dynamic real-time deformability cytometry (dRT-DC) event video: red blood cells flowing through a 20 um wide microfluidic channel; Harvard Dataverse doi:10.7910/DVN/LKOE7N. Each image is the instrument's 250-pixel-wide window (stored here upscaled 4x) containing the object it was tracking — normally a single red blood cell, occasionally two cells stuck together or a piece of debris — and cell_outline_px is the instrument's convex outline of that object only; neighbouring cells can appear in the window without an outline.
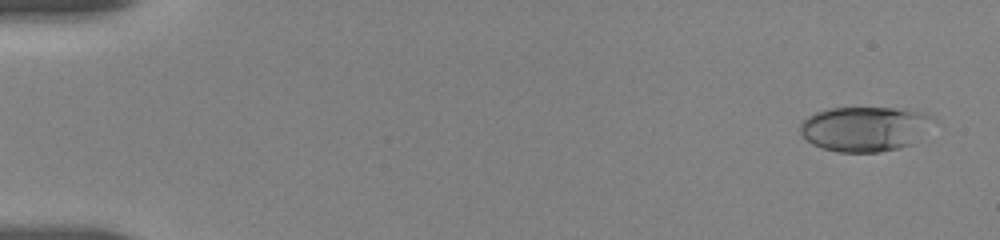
{"species": "human", "species_latin": "Homo sapiens", "temperature_condition": "room temperature", "stored_images_in_passage": 9, "camera_frame_rate_fps": 3000, "um_per_image_px": 0.085, "donor": {"sex": "female"}, "frame": {"image": 1, "passage_image": 1, "time_ms": 0.0, "image_size_px": [1000, 240], "cell_outline_px": [[936, 120], [912, 144], [900, 148], [880, 152], [836, 152], [812, 144], [800, 132], [800, 124], [808, 116], [816, 112], [828, 108], [892, 108], [924, 112], [932, 116]], "centroid_in_image_um": [73.51, 10.95], "position_along_channel_um": 11.5, "area_um2": 34.74}}
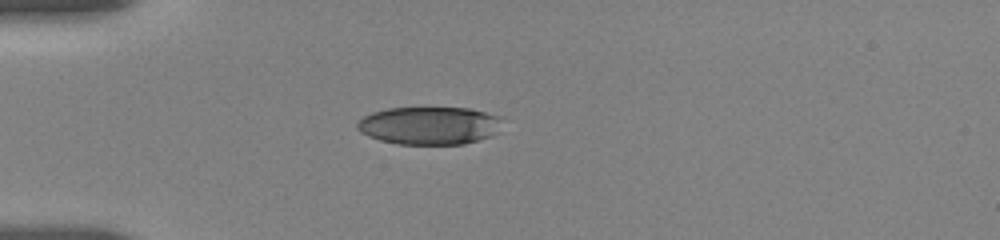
{"frame": {"image": 2, "passage_image": 7, "time_ms": 4.333, "image_size_px": [1000, 240], "cell_outline_px": [[500, 116], [496, 132], [492, 136], [464, 144], [396, 144], [380, 140], [368, 136], [360, 132], [356, 128], [356, 124], [364, 116], [372, 112], [388, 108], [468, 108]], "centroid_in_image_um": [36.44, 10.68], "position_along_channel_um": 48.6, "area_um2": 31.85}}
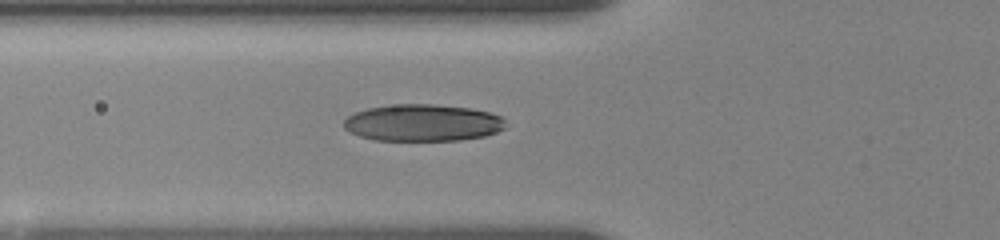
{"frame": {"image": 3, "passage_image": 9, "time_ms": 6.0, "image_size_px": [1000, 240], "cell_outline_px": [[504, 128], [496, 132], [484, 136], [460, 140], [376, 140], [360, 136], [348, 132], [344, 128], [344, 120], [348, 116], [356, 112], [368, 108], [400, 104], [436, 104], [468, 108], [488, 112], [500, 116], [504, 120]], "centroid_in_image_um": [35.91, 10.44], "position_along_channel_um": 89.9, "area_um2": 34.56}}